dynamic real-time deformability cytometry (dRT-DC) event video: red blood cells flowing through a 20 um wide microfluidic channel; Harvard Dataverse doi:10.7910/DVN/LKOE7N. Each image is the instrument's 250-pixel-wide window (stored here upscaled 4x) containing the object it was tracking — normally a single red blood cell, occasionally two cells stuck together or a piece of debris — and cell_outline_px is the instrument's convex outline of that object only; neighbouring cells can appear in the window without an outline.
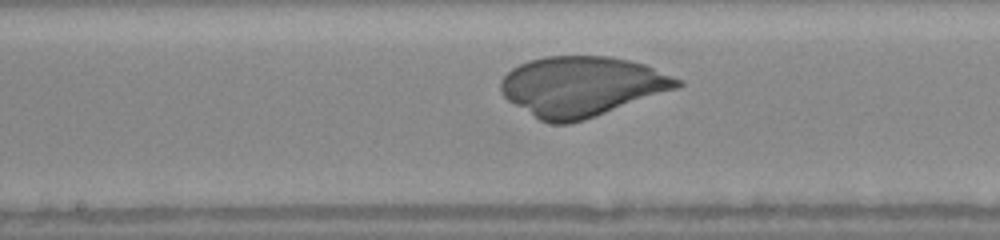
{"species": "human", "species_latin": "Homo sapiens", "temperature_condition": "warm", "stored_images_in_passage": 39, "camera_frame_rate_fps": 3000, "um_per_image_px": 0.085, "donor": {"sex": "female"}, "frame": {"image": 1, "passage_image": 22, "time_ms": 4.333, "image_size_px": [1000, 240], "cell_outline_px": [[684, 84], [676, 88], [584, 120], [568, 124], [552, 124], [540, 120], [508, 100], [500, 92], [500, 80], [512, 68], [528, 60], [544, 56], [608, 56], [628, 60], [644, 64], [684, 80]], "centroid_in_image_um": [49.42, 7.33], "position_along_channel_um": 198.8, "area_um2": 61.33}}